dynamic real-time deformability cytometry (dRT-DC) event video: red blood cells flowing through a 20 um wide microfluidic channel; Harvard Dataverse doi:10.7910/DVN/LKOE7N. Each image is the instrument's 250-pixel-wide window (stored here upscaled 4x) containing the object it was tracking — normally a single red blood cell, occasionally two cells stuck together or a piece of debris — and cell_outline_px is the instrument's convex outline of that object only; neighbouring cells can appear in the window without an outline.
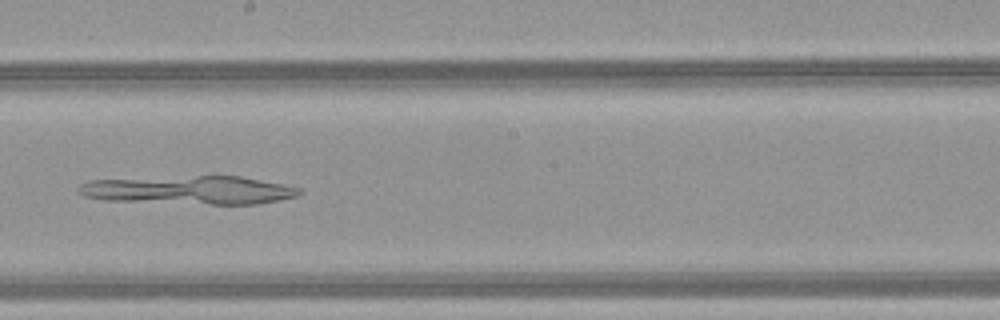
{"species": "common noctule bat (a hibernating species)", "species_latin": "Nyctalus noctula", "temperature_condition": "warm", "stored_images_in_passage": 33, "camera_frame_rate_fps": 3000, "um_per_image_px": 0.085, "animal": {"sex": "female", "body_mass_g": 21.9}, "frame": {"image": 1, "passage_image": 13, "time_ms": 4.0, "image_size_px": [1000, 320], "cell_outline_px": [[304, 192], [296, 196], [280, 200], [256, 204], [212, 204], [104, 200], [84, 196], [76, 192], [76, 188], [80, 184], [88, 180], [196, 176], [240, 176], [284, 184], [300, 188]], "centroid_in_image_um": [16.09, 16.16], "position_along_channel_um": 232.1, "area_um2": 36.47}}